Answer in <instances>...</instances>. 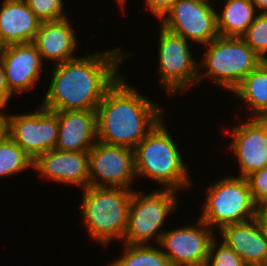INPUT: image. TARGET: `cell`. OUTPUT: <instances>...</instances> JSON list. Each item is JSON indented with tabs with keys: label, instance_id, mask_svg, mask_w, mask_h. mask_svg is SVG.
Wrapping results in <instances>:
<instances>
[{
	"label": "cell",
	"instance_id": "cell-1",
	"mask_svg": "<svg viewBox=\"0 0 267 266\" xmlns=\"http://www.w3.org/2000/svg\"><path fill=\"white\" fill-rule=\"evenodd\" d=\"M120 49L88 51L84 56L53 65L40 105L52 111L96 110L105 92L122 75L119 69L123 61L131 57V52L126 54Z\"/></svg>",
	"mask_w": 267,
	"mask_h": 266
},
{
	"label": "cell",
	"instance_id": "cell-2",
	"mask_svg": "<svg viewBox=\"0 0 267 266\" xmlns=\"http://www.w3.org/2000/svg\"><path fill=\"white\" fill-rule=\"evenodd\" d=\"M127 82L120 76L96 108L97 141L134 149L166 117L164 108Z\"/></svg>",
	"mask_w": 267,
	"mask_h": 266
},
{
	"label": "cell",
	"instance_id": "cell-3",
	"mask_svg": "<svg viewBox=\"0 0 267 266\" xmlns=\"http://www.w3.org/2000/svg\"><path fill=\"white\" fill-rule=\"evenodd\" d=\"M163 119L134 148L136 175L155 181L161 189L188 190L192 178Z\"/></svg>",
	"mask_w": 267,
	"mask_h": 266
},
{
	"label": "cell",
	"instance_id": "cell-4",
	"mask_svg": "<svg viewBox=\"0 0 267 266\" xmlns=\"http://www.w3.org/2000/svg\"><path fill=\"white\" fill-rule=\"evenodd\" d=\"M133 189L94 187L83 189L82 220L94 242L107 246L124 238Z\"/></svg>",
	"mask_w": 267,
	"mask_h": 266
},
{
	"label": "cell",
	"instance_id": "cell-5",
	"mask_svg": "<svg viewBox=\"0 0 267 266\" xmlns=\"http://www.w3.org/2000/svg\"><path fill=\"white\" fill-rule=\"evenodd\" d=\"M204 47L198 82L207 77L212 84L220 85L230 93L263 62L242 37L218 36Z\"/></svg>",
	"mask_w": 267,
	"mask_h": 266
},
{
	"label": "cell",
	"instance_id": "cell-6",
	"mask_svg": "<svg viewBox=\"0 0 267 266\" xmlns=\"http://www.w3.org/2000/svg\"><path fill=\"white\" fill-rule=\"evenodd\" d=\"M207 188L199 218L212 230L220 231L224 226L256 217L259 207L253 201L246 178L225 176Z\"/></svg>",
	"mask_w": 267,
	"mask_h": 266
},
{
	"label": "cell",
	"instance_id": "cell-7",
	"mask_svg": "<svg viewBox=\"0 0 267 266\" xmlns=\"http://www.w3.org/2000/svg\"><path fill=\"white\" fill-rule=\"evenodd\" d=\"M176 192L160 188L145 194L133 189L123 244L142 245L156 241L158 246L165 232L160 229L169 215L178 208Z\"/></svg>",
	"mask_w": 267,
	"mask_h": 266
},
{
	"label": "cell",
	"instance_id": "cell-8",
	"mask_svg": "<svg viewBox=\"0 0 267 266\" xmlns=\"http://www.w3.org/2000/svg\"><path fill=\"white\" fill-rule=\"evenodd\" d=\"M158 77L169 97L181 94L198 84L199 62L195 61L188 40L170 32L162 25L159 29ZM177 92V93H176Z\"/></svg>",
	"mask_w": 267,
	"mask_h": 266
},
{
	"label": "cell",
	"instance_id": "cell-9",
	"mask_svg": "<svg viewBox=\"0 0 267 266\" xmlns=\"http://www.w3.org/2000/svg\"><path fill=\"white\" fill-rule=\"evenodd\" d=\"M6 134L33 160L55 148L58 139V116L41 105L27 114H5Z\"/></svg>",
	"mask_w": 267,
	"mask_h": 266
},
{
	"label": "cell",
	"instance_id": "cell-10",
	"mask_svg": "<svg viewBox=\"0 0 267 266\" xmlns=\"http://www.w3.org/2000/svg\"><path fill=\"white\" fill-rule=\"evenodd\" d=\"M211 4L206 0H175L159 23L188 41L206 45L219 36L218 9Z\"/></svg>",
	"mask_w": 267,
	"mask_h": 266
},
{
	"label": "cell",
	"instance_id": "cell-11",
	"mask_svg": "<svg viewBox=\"0 0 267 266\" xmlns=\"http://www.w3.org/2000/svg\"><path fill=\"white\" fill-rule=\"evenodd\" d=\"M89 186L133 189L134 149L97 141L88 151Z\"/></svg>",
	"mask_w": 267,
	"mask_h": 266
},
{
	"label": "cell",
	"instance_id": "cell-12",
	"mask_svg": "<svg viewBox=\"0 0 267 266\" xmlns=\"http://www.w3.org/2000/svg\"><path fill=\"white\" fill-rule=\"evenodd\" d=\"M196 222L163 233L158 245L172 266H206L216 233L199 217Z\"/></svg>",
	"mask_w": 267,
	"mask_h": 266
},
{
	"label": "cell",
	"instance_id": "cell-13",
	"mask_svg": "<svg viewBox=\"0 0 267 266\" xmlns=\"http://www.w3.org/2000/svg\"><path fill=\"white\" fill-rule=\"evenodd\" d=\"M245 119L229 132L228 146L239 163L238 177L243 178L267 166V129L258 118Z\"/></svg>",
	"mask_w": 267,
	"mask_h": 266
},
{
	"label": "cell",
	"instance_id": "cell-14",
	"mask_svg": "<svg viewBox=\"0 0 267 266\" xmlns=\"http://www.w3.org/2000/svg\"><path fill=\"white\" fill-rule=\"evenodd\" d=\"M0 57L3 61L6 84L12 94L20 95L27 90L30 91L42 78L44 63L32 42L2 46Z\"/></svg>",
	"mask_w": 267,
	"mask_h": 266
},
{
	"label": "cell",
	"instance_id": "cell-15",
	"mask_svg": "<svg viewBox=\"0 0 267 266\" xmlns=\"http://www.w3.org/2000/svg\"><path fill=\"white\" fill-rule=\"evenodd\" d=\"M57 184L89 186L88 152H63L52 149L33 160V168Z\"/></svg>",
	"mask_w": 267,
	"mask_h": 266
},
{
	"label": "cell",
	"instance_id": "cell-16",
	"mask_svg": "<svg viewBox=\"0 0 267 266\" xmlns=\"http://www.w3.org/2000/svg\"><path fill=\"white\" fill-rule=\"evenodd\" d=\"M58 116L56 150L88 152L97 142L96 110L54 111Z\"/></svg>",
	"mask_w": 267,
	"mask_h": 266
},
{
	"label": "cell",
	"instance_id": "cell-17",
	"mask_svg": "<svg viewBox=\"0 0 267 266\" xmlns=\"http://www.w3.org/2000/svg\"><path fill=\"white\" fill-rule=\"evenodd\" d=\"M69 18L58 21L42 22L33 40L41 59L52 61L53 65L77 58V34ZM44 59V60H43Z\"/></svg>",
	"mask_w": 267,
	"mask_h": 266
},
{
	"label": "cell",
	"instance_id": "cell-18",
	"mask_svg": "<svg viewBox=\"0 0 267 266\" xmlns=\"http://www.w3.org/2000/svg\"><path fill=\"white\" fill-rule=\"evenodd\" d=\"M217 232L219 241L231 247L247 266L267 263V241L256 218L224 226Z\"/></svg>",
	"mask_w": 267,
	"mask_h": 266
},
{
	"label": "cell",
	"instance_id": "cell-19",
	"mask_svg": "<svg viewBox=\"0 0 267 266\" xmlns=\"http://www.w3.org/2000/svg\"><path fill=\"white\" fill-rule=\"evenodd\" d=\"M0 7V47L31 43L42 21L25 0H3Z\"/></svg>",
	"mask_w": 267,
	"mask_h": 266
},
{
	"label": "cell",
	"instance_id": "cell-20",
	"mask_svg": "<svg viewBox=\"0 0 267 266\" xmlns=\"http://www.w3.org/2000/svg\"><path fill=\"white\" fill-rule=\"evenodd\" d=\"M245 102L250 113L245 118H258L267 112V61L251 71L232 91Z\"/></svg>",
	"mask_w": 267,
	"mask_h": 266
},
{
	"label": "cell",
	"instance_id": "cell-21",
	"mask_svg": "<svg viewBox=\"0 0 267 266\" xmlns=\"http://www.w3.org/2000/svg\"><path fill=\"white\" fill-rule=\"evenodd\" d=\"M225 3V4H224ZM217 12L219 36L242 37L258 14L251 0H226Z\"/></svg>",
	"mask_w": 267,
	"mask_h": 266
},
{
	"label": "cell",
	"instance_id": "cell-22",
	"mask_svg": "<svg viewBox=\"0 0 267 266\" xmlns=\"http://www.w3.org/2000/svg\"><path fill=\"white\" fill-rule=\"evenodd\" d=\"M154 244H123L121 257L108 263V266H172L168 256Z\"/></svg>",
	"mask_w": 267,
	"mask_h": 266
},
{
	"label": "cell",
	"instance_id": "cell-23",
	"mask_svg": "<svg viewBox=\"0 0 267 266\" xmlns=\"http://www.w3.org/2000/svg\"><path fill=\"white\" fill-rule=\"evenodd\" d=\"M33 168V159L7 134L0 140V177Z\"/></svg>",
	"mask_w": 267,
	"mask_h": 266
},
{
	"label": "cell",
	"instance_id": "cell-24",
	"mask_svg": "<svg viewBox=\"0 0 267 266\" xmlns=\"http://www.w3.org/2000/svg\"><path fill=\"white\" fill-rule=\"evenodd\" d=\"M242 38L263 61H267V13H258Z\"/></svg>",
	"mask_w": 267,
	"mask_h": 266
},
{
	"label": "cell",
	"instance_id": "cell-25",
	"mask_svg": "<svg viewBox=\"0 0 267 266\" xmlns=\"http://www.w3.org/2000/svg\"><path fill=\"white\" fill-rule=\"evenodd\" d=\"M220 242L218 236L212 240L206 266H247L231 247Z\"/></svg>",
	"mask_w": 267,
	"mask_h": 266
},
{
	"label": "cell",
	"instance_id": "cell-26",
	"mask_svg": "<svg viewBox=\"0 0 267 266\" xmlns=\"http://www.w3.org/2000/svg\"><path fill=\"white\" fill-rule=\"evenodd\" d=\"M65 0H25L28 7L42 21H58L67 18L64 11Z\"/></svg>",
	"mask_w": 267,
	"mask_h": 266
},
{
	"label": "cell",
	"instance_id": "cell-27",
	"mask_svg": "<svg viewBox=\"0 0 267 266\" xmlns=\"http://www.w3.org/2000/svg\"><path fill=\"white\" fill-rule=\"evenodd\" d=\"M254 203L260 208L267 202V166L246 177Z\"/></svg>",
	"mask_w": 267,
	"mask_h": 266
},
{
	"label": "cell",
	"instance_id": "cell-28",
	"mask_svg": "<svg viewBox=\"0 0 267 266\" xmlns=\"http://www.w3.org/2000/svg\"><path fill=\"white\" fill-rule=\"evenodd\" d=\"M147 5V11L150 10L152 15H155L158 19H162L165 14L171 9V6L175 0H145Z\"/></svg>",
	"mask_w": 267,
	"mask_h": 266
},
{
	"label": "cell",
	"instance_id": "cell-29",
	"mask_svg": "<svg viewBox=\"0 0 267 266\" xmlns=\"http://www.w3.org/2000/svg\"><path fill=\"white\" fill-rule=\"evenodd\" d=\"M13 94L9 91L6 79H5V73H4V67H3V61L0 57V114L5 115L6 112H3V109L7 107L9 104L8 102L10 99H12Z\"/></svg>",
	"mask_w": 267,
	"mask_h": 266
},
{
	"label": "cell",
	"instance_id": "cell-30",
	"mask_svg": "<svg viewBox=\"0 0 267 266\" xmlns=\"http://www.w3.org/2000/svg\"><path fill=\"white\" fill-rule=\"evenodd\" d=\"M255 218L262 230L265 240L267 241V215L259 208Z\"/></svg>",
	"mask_w": 267,
	"mask_h": 266
},
{
	"label": "cell",
	"instance_id": "cell-31",
	"mask_svg": "<svg viewBox=\"0 0 267 266\" xmlns=\"http://www.w3.org/2000/svg\"><path fill=\"white\" fill-rule=\"evenodd\" d=\"M259 13H267V0H251Z\"/></svg>",
	"mask_w": 267,
	"mask_h": 266
},
{
	"label": "cell",
	"instance_id": "cell-32",
	"mask_svg": "<svg viewBox=\"0 0 267 266\" xmlns=\"http://www.w3.org/2000/svg\"><path fill=\"white\" fill-rule=\"evenodd\" d=\"M6 134V117L5 115L0 114V140Z\"/></svg>",
	"mask_w": 267,
	"mask_h": 266
},
{
	"label": "cell",
	"instance_id": "cell-33",
	"mask_svg": "<svg viewBox=\"0 0 267 266\" xmlns=\"http://www.w3.org/2000/svg\"><path fill=\"white\" fill-rule=\"evenodd\" d=\"M258 119L262 122V124L266 127L267 129V112L262 113Z\"/></svg>",
	"mask_w": 267,
	"mask_h": 266
},
{
	"label": "cell",
	"instance_id": "cell-34",
	"mask_svg": "<svg viewBox=\"0 0 267 266\" xmlns=\"http://www.w3.org/2000/svg\"><path fill=\"white\" fill-rule=\"evenodd\" d=\"M117 1V3L119 4V5H121L120 6V8H121V10L123 11H125V4H126V2L128 1V0H116Z\"/></svg>",
	"mask_w": 267,
	"mask_h": 266
},
{
	"label": "cell",
	"instance_id": "cell-35",
	"mask_svg": "<svg viewBox=\"0 0 267 266\" xmlns=\"http://www.w3.org/2000/svg\"><path fill=\"white\" fill-rule=\"evenodd\" d=\"M260 209L267 215V202L263 204Z\"/></svg>",
	"mask_w": 267,
	"mask_h": 266
},
{
	"label": "cell",
	"instance_id": "cell-36",
	"mask_svg": "<svg viewBox=\"0 0 267 266\" xmlns=\"http://www.w3.org/2000/svg\"><path fill=\"white\" fill-rule=\"evenodd\" d=\"M254 266H267V263H265V264H259V265H254Z\"/></svg>",
	"mask_w": 267,
	"mask_h": 266
}]
</instances>
